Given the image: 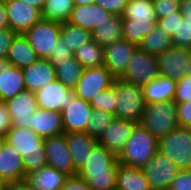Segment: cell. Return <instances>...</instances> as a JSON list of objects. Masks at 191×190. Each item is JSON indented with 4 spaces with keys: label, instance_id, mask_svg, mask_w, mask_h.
<instances>
[{
    "label": "cell",
    "instance_id": "2",
    "mask_svg": "<svg viewBox=\"0 0 191 190\" xmlns=\"http://www.w3.org/2000/svg\"><path fill=\"white\" fill-rule=\"evenodd\" d=\"M158 145L159 139L137 123L117 160L124 166L142 168L158 152Z\"/></svg>",
    "mask_w": 191,
    "mask_h": 190
},
{
    "label": "cell",
    "instance_id": "59",
    "mask_svg": "<svg viewBox=\"0 0 191 190\" xmlns=\"http://www.w3.org/2000/svg\"><path fill=\"white\" fill-rule=\"evenodd\" d=\"M5 137H0V153L2 151L3 144L5 143Z\"/></svg>",
    "mask_w": 191,
    "mask_h": 190
},
{
    "label": "cell",
    "instance_id": "15",
    "mask_svg": "<svg viewBox=\"0 0 191 190\" xmlns=\"http://www.w3.org/2000/svg\"><path fill=\"white\" fill-rule=\"evenodd\" d=\"M137 47L123 38L104 47V65L115 78L124 74Z\"/></svg>",
    "mask_w": 191,
    "mask_h": 190
},
{
    "label": "cell",
    "instance_id": "56",
    "mask_svg": "<svg viewBox=\"0 0 191 190\" xmlns=\"http://www.w3.org/2000/svg\"><path fill=\"white\" fill-rule=\"evenodd\" d=\"M74 5L93 4L96 0H73Z\"/></svg>",
    "mask_w": 191,
    "mask_h": 190
},
{
    "label": "cell",
    "instance_id": "24",
    "mask_svg": "<svg viewBox=\"0 0 191 190\" xmlns=\"http://www.w3.org/2000/svg\"><path fill=\"white\" fill-rule=\"evenodd\" d=\"M177 81L159 75L142 86L146 104L174 100Z\"/></svg>",
    "mask_w": 191,
    "mask_h": 190
},
{
    "label": "cell",
    "instance_id": "27",
    "mask_svg": "<svg viewBox=\"0 0 191 190\" xmlns=\"http://www.w3.org/2000/svg\"><path fill=\"white\" fill-rule=\"evenodd\" d=\"M116 190H151L141 168L119 165L116 178Z\"/></svg>",
    "mask_w": 191,
    "mask_h": 190
},
{
    "label": "cell",
    "instance_id": "57",
    "mask_svg": "<svg viewBox=\"0 0 191 190\" xmlns=\"http://www.w3.org/2000/svg\"><path fill=\"white\" fill-rule=\"evenodd\" d=\"M186 75L191 76V55L186 66Z\"/></svg>",
    "mask_w": 191,
    "mask_h": 190
},
{
    "label": "cell",
    "instance_id": "21",
    "mask_svg": "<svg viewBox=\"0 0 191 190\" xmlns=\"http://www.w3.org/2000/svg\"><path fill=\"white\" fill-rule=\"evenodd\" d=\"M0 179L6 183L25 180L22 156L6 142L0 153Z\"/></svg>",
    "mask_w": 191,
    "mask_h": 190
},
{
    "label": "cell",
    "instance_id": "19",
    "mask_svg": "<svg viewBox=\"0 0 191 190\" xmlns=\"http://www.w3.org/2000/svg\"><path fill=\"white\" fill-rule=\"evenodd\" d=\"M110 15L111 13L95 3L74 5L68 22L92 32L103 22L107 21Z\"/></svg>",
    "mask_w": 191,
    "mask_h": 190
},
{
    "label": "cell",
    "instance_id": "6",
    "mask_svg": "<svg viewBox=\"0 0 191 190\" xmlns=\"http://www.w3.org/2000/svg\"><path fill=\"white\" fill-rule=\"evenodd\" d=\"M60 23L41 19L24 36L39 58L46 59L60 38Z\"/></svg>",
    "mask_w": 191,
    "mask_h": 190
},
{
    "label": "cell",
    "instance_id": "4",
    "mask_svg": "<svg viewBox=\"0 0 191 190\" xmlns=\"http://www.w3.org/2000/svg\"><path fill=\"white\" fill-rule=\"evenodd\" d=\"M158 151L171 160L180 171L191 170V128L177 126L159 138Z\"/></svg>",
    "mask_w": 191,
    "mask_h": 190
},
{
    "label": "cell",
    "instance_id": "10",
    "mask_svg": "<svg viewBox=\"0 0 191 190\" xmlns=\"http://www.w3.org/2000/svg\"><path fill=\"white\" fill-rule=\"evenodd\" d=\"M7 11L9 28L24 34L42 19L41 10L21 0H3Z\"/></svg>",
    "mask_w": 191,
    "mask_h": 190
},
{
    "label": "cell",
    "instance_id": "41",
    "mask_svg": "<svg viewBox=\"0 0 191 190\" xmlns=\"http://www.w3.org/2000/svg\"><path fill=\"white\" fill-rule=\"evenodd\" d=\"M54 46L52 53L46 58L54 68L57 66V63L69 62L70 59L75 57L74 52L65 44L61 37Z\"/></svg>",
    "mask_w": 191,
    "mask_h": 190
},
{
    "label": "cell",
    "instance_id": "5",
    "mask_svg": "<svg viewBox=\"0 0 191 190\" xmlns=\"http://www.w3.org/2000/svg\"><path fill=\"white\" fill-rule=\"evenodd\" d=\"M139 124L158 139L168 135L178 125L177 105L174 100L146 104Z\"/></svg>",
    "mask_w": 191,
    "mask_h": 190
},
{
    "label": "cell",
    "instance_id": "28",
    "mask_svg": "<svg viewBox=\"0 0 191 190\" xmlns=\"http://www.w3.org/2000/svg\"><path fill=\"white\" fill-rule=\"evenodd\" d=\"M26 90L22 68L10 65L0 74V101H7Z\"/></svg>",
    "mask_w": 191,
    "mask_h": 190
},
{
    "label": "cell",
    "instance_id": "43",
    "mask_svg": "<svg viewBox=\"0 0 191 190\" xmlns=\"http://www.w3.org/2000/svg\"><path fill=\"white\" fill-rule=\"evenodd\" d=\"M181 16V10H177L171 13L169 16L157 19V26H159L162 31L172 37L178 30L179 17Z\"/></svg>",
    "mask_w": 191,
    "mask_h": 190
},
{
    "label": "cell",
    "instance_id": "35",
    "mask_svg": "<svg viewBox=\"0 0 191 190\" xmlns=\"http://www.w3.org/2000/svg\"><path fill=\"white\" fill-rule=\"evenodd\" d=\"M118 163L109 172L99 173H77V176L86 180L92 190H116Z\"/></svg>",
    "mask_w": 191,
    "mask_h": 190
},
{
    "label": "cell",
    "instance_id": "37",
    "mask_svg": "<svg viewBox=\"0 0 191 190\" xmlns=\"http://www.w3.org/2000/svg\"><path fill=\"white\" fill-rule=\"evenodd\" d=\"M157 23L141 24L132 20L122 19V38L139 45L146 35H149Z\"/></svg>",
    "mask_w": 191,
    "mask_h": 190
},
{
    "label": "cell",
    "instance_id": "46",
    "mask_svg": "<svg viewBox=\"0 0 191 190\" xmlns=\"http://www.w3.org/2000/svg\"><path fill=\"white\" fill-rule=\"evenodd\" d=\"M129 0H96L99 5L112 15H122Z\"/></svg>",
    "mask_w": 191,
    "mask_h": 190
},
{
    "label": "cell",
    "instance_id": "1",
    "mask_svg": "<svg viewBox=\"0 0 191 190\" xmlns=\"http://www.w3.org/2000/svg\"><path fill=\"white\" fill-rule=\"evenodd\" d=\"M4 139L7 144L16 149L22 156L25 176L47 165L44 138L40 137L33 130L12 127Z\"/></svg>",
    "mask_w": 191,
    "mask_h": 190
},
{
    "label": "cell",
    "instance_id": "53",
    "mask_svg": "<svg viewBox=\"0 0 191 190\" xmlns=\"http://www.w3.org/2000/svg\"><path fill=\"white\" fill-rule=\"evenodd\" d=\"M8 28H9V21L7 17V11L5 8V2L3 1L2 3H0V30Z\"/></svg>",
    "mask_w": 191,
    "mask_h": 190
},
{
    "label": "cell",
    "instance_id": "20",
    "mask_svg": "<svg viewBox=\"0 0 191 190\" xmlns=\"http://www.w3.org/2000/svg\"><path fill=\"white\" fill-rule=\"evenodd\" d=\"M65 139L73 159L74 169L78 172L98 143V139L86 132L65 133Z\"/></svg>",
    "mask_w": 191,
    "mask_h": 190
},
{
    "label": "cell",
    "instance_id": "55",
    "mask_svg": "<svg viewBox=\"0 0 191 190\" xmlns=\"http://www.w3.org/2000/svg\"><path fill=\"white\" fill-rule=\"evenodd\" d=\"M10 62L7 59L0 58V74L5 72L6 69L10 66Z\"/></svg>",
    "mask_w": 191,
    "mask_h": 190
},
{
    "label": "cell",
    "instance_id": "45",
    "mask_svg": "<svg viewBox=\"0 0 191 190\" xmlns=\"http://www.w3.org/2000/svg\"><path fill=\"white\" fill-rule=\"evenodd\" d=\"M176 105L178 125L191 128V101L177 103Z\"/></svg>",
    "mask_w": 191,
    "mask_h": 190
},
{
    "label": "cell",
    "instance_id": "18",
    "mask_svg": "<svg viewBox=\"0 0 191 190\" xmlns=\"http://www.w3.org/2000/svg\"><path fill=\"white\" fill-rule=\"evenodd\" d=\"M25 88L37 92L56 79L55 68L47 59L39 58L33 64L22 68Z\"/></svg>",
    "mask_w": 191,
    "mask_h": 190
},
{
    "label": "cell",
    "instance_id": "33",
    "mask_svg": "<svg viewBox=\"0 0 191 190\" xmlns=\"http://www.w3.org/2000/svg\"><path fill=\"white\" fill-rule=\"evenodd\" d=\"M60 37L75 52L80 46L92 39V32L69 22L61 23Z\"/></svg>",
    "mask_w": 191,
    "mask_h": 190
},
{
    "label": "cell",
    "instance_id": "3",
    "mask_svg": "<svg viewBox=\"0 0 191 190\" xmlns=\"http://www.w3.org/2000/svg\"><path fill=\"white\" fill-rule=\"evenodd\" d=\"M112 87L115 89V118L139 123L146 106L142 86L115 78Z\"/></svg>",
    "mask_w": 191,
    "mask_h": 190
},
{
    "label": "cell",
    "instance_id": "22",
    "mask_svg": "<svg viewBox=\"0 0 191 190\" xmlns=\"http://www.w3.org/2000/svg\"><path fill=\"white\" fill-rule=\"evenodd\" d=\"M31 130L42 138L64 133L62 113L37 108L32 114Z\"/></svg>",
    "mask_w": 191,
    "mask_h": 190
},
{
    "label": "cell",
    "instance_id": "23",
    "mask_svg": "<svg viewBox=\"0 0 191 190\" xmlns=\"http://www.w3.org/2000/svg\"><path fill=\"white\" fill-rule=\"evenodd\" d=\"M68 178L69 175L50 165L25 176L26 182L34 190H60Z\"/></svg>",
    "mask_w": 191,
    "mask_h": 190
},
{
    "label": "cell",
    "instance_id": "17",
    "mask_svg": "<svg viewBox=\"0 0 191 190\" xmlns=\"http://www.w3.org/2000/svg\"><path fill=\"white\" fill-rule=\"evenodd\" d=\"M70 90L55 79L35 92L38 108L62 112L70 103Z\"/></svg>",
    "mask_w": 191,
    "mask_h": 190
},
{
    "label": "cell",
    "instance_id": "26",
    "mask_svg": "<svg viewBox=\"0 0 191 190\" xmlns=\"http://www.w3.org/2000/svg\"><path fill=\"white\" fill-rule=\"evenodd\" d=\"M39 59L24 34H17L10 46L7 60L12 66L24 68Z\"/></svg>",
    "mask_w": 191,
    "mask_h": 190
},
{
    "label": "cell",
    "instance_id": "42",
    "mask_svg": "<svg viewBox=\"0 0 191 190\" xmlns=\"http://www.w3.org/2000/svg\"><path fill=\"white\" fill-rule=\"evenodd\" d=\"M157 19L180 10L181 0H152Z\"/></svg>",
    "mask_w": 191,
    "mask_h": 190
},
{
    "label": "cell",
    "instance_id": "14",
    "mask_svg": "<svg viewBox=\"0 0 191 190\" xmlns=\"http://www.w3.org/2000/svg\"><path fill=\"white\" fill-rule=\"evenodd\" d=\"M12 119V127L31 129L32 114L37 110L35 92L24 90L5 101Z\"/></svg>",
    "mask_w": 191,
    "mask_h": 190
},
{
    "label": "cell",
    "instance_id": "39",
    "mask_svg": "<svg viewBox=\"0 0 191 190\" xmlns=\"http://www.w3.org/2000/svg\"><path fill=\"white\" fill-rule=\"evenodd\" d=\"M89 103L94 109H99L114 115L116 106L115 89L111 86L110 88L97 92Z\"/></svg>",
    "mask_w": 191,
    "mask_h": 190
},
{
    "label": "cell",
    "instance_id": "30",
    "mask_svg": "<svg viewBox=\"0 0 191 190\" xmlns=\"http://www.w3.org/2000/svg\"><path fill=\"white\" fill-rule=\"evenodd\" d=\"M122 15H110L107 21L92 31V39L102 47L122 39Z\"/></svg>",
    "mask_w": 191,
    "mask_h": 190
},
{
    "label": "cell",
    "instance_id": "58",
    "mask_svg": "<svg viewBox=\"0 0 191 190\" xmlns=\"http://www.w3.org/2000/svg\"><path fill=\"white\" fill-rule=\"evenodd\" d=\"M7 183L0 179V190H6Z\"/></svg>",
    "mask_w": 191,
    "mask_h": 190
},
{
    "label": "cell",
    "instance_id": "29",
    "mask_svg": "<svg viewBox=\"0 0 191 190\" xmlns=\"http://www.w3.org/2000/svg\"><path fill=\"white\" fill-rule=\"evenodd\" d=\"M123 19L134 23H157L152 0H129L122 14Z\"/></svg>",
    "mask_w": 191,
    "mask_h": 190
},
{
    "label": "cell",
    "instance_id": "50",
    "mask_svg": "<svg viewBox=\"0 0 191 190\" xmlns=\"http://www.w3.org/2000/svg\"><path fill=\"white\" fill-rule=\"evenodd\" d=\"M60 190H92L86 180L79 178L78 176H69L65 181V184Z\"/></svg>",
    "mask_w": 191,
    "mask_h": 190
},
{
    "label": "cell",
    "instance_id": "47",
    "mask_svg": "<svg viewBox=\"0 0 191 190\" xmlns=\"http://www.w3.org/2000/svg\"><path fill=\"white\" fill-rule=\"evenodd\" d=\"M16 35L17 33L10 28L0 30V58L7 59L10 46Z\"/></svg>",
    "mask_w": 191,
    "mask_h": 190
},
{
    "label": "cell",
    "instance_id": "40",
    "mask_svg": "<svg viewBox=\"0 0 191 190\" xmlns=\"http://www.w3.org/2000/svg\"><path fill=\"white\" fill-rule=\"evenodd\" d=\"M171 39L173 46L191 49V21H186L183 16L179 17L178 30Z\"/></svg>",
    "mask_w": 191,
    "mask_h": 190
},
{
    "label": "cell",
    "instance_id": "11",
    "mask_svg": "<svg viewBox=\"0 0 191 190\" xmlns=\"http://www.w3.org/2000/svg\"><path fill=\"white\" fill-rule=\"evenodd\" d=\"M92 107L89 102L75 96L70 90V103L62 110L64 133H87L88 121L91 118Z\"/></svg>",
    "mask_w": 191,
    "mask_h": 190
},
{
    "label": "cell",
    "instance_id": "52",
    "mask_svg": "<svg viewBox=\"0 0 191 190\" xmlns=\"http://www.w3.org/2000/svg\"><path fill=\"white\" fill-rule=\"evenodd\" d=\"M180 10L183 19H186V21H191V0H181Z\"/></svg>",
    "mask_w": 191,
    "mask_h": 190
},
{
    "label": "cell",
    "instance_id": "38",
    "mask_svg": "<svg viewBox=\"0 0 191 190\" xmlns=\"http://www.w3.org/2000/svg\"><path fill=\"white\" fill-rule=\"evenodd\" d=\"M114 119L115 116L113 114L92 108L91 118L87 125V133L99 139Z\"/></svg>",
    "mask_w": 191,
    "mask_h": 190
},
{
    "label": "cell",
    "instance_id": "36",
    "mask_svg": "<svg viewBox=\"0 0 191 190\" xmlns=\"http://www.w3.org/2000/svg\"><path fill=\"white\" fill-rule=\"evenodd\" d=\"M84 68L75 59H70L69 62L57 63L55 67L56 79L70 89H74Z\"/></svg>",
    "mask_w": 191,
    "mask_h": 190
},
{
    "label": "cell",
    "instance_id": "48",
    "mask_svg": "<svg viewBox=\"0 0 191 190\" xmlns=\"http://www.w3.org/2000/svg\"><path fill=\"white\" fill-rule=\"evenodd\" d=\"M169 190H191V170L179 171Z\"/></svg>",
    "mask_w": 191,
    "mask_h": 190
},
{
    "label": "cell",
    "instance_id": "7",
    "mask_svg": "<svg viewBox=\"0 0 191 190\" xmlns=\"http://www.w3.org/2000/svg\"><path fill=\"white\" fill-rule=\"evenodd\" d=\"M160 75L156 55L149 54L139 46L135 49L121 79L144 86Z\"/></svg>",
    "mask_w": 191,
    "mask_h": 190
},
{
    "label": "cell",
    "instance_id": "44",
    "mask_svg": "<svg viewBox=\"0 0 191 190\" xmlns=\"http://www.w3.org/2000/svg\"><path fill=\"white\" fill-rule=\"evenodd\" d=\"M174 101L176 104L191 101V76L186 75L177 81Z\"/></svg>",
    "mask_w": 191,
    "mask_h": 190
},
{
    "label": "cell",
    "instance_id": "8",
    "mask_svg": "<svg viewBox=\"0 0 191 190\" xmlns=\"http://www.w3.org/2000/svg\"><path fill=\"white\" fill-rule=\"evenodd\" d=\"M115 77L105 65L92 68H84L76 86L74 87L75 96L90 102L91 98L99 91L110 88Z\"/></svg>",
    "mask_w": 191,
    "mask_h": 190
},
{
    "label": "cell",
    "instance_id": "54",
    "mask_svg": "<svg viewBox=\"0 0 191 190\" xmlns=\"http://www.w3.org/2000/svg\"><path fill=\"white\" fill-rule=\"evenodd\" d=\"M21 1H25L26 3L38 8L39 10H42L46 0H21Z\"/></svg>",
    "mask_w": 191,
    "mask_h": 190
},
{
    "label": "cell",
    "instance_id": "31",
    "mask_svg": "<svg viewBox=\"0 0 191 190\" xmlns=\"http://www.w3.org/2000/svg\"><path fill=\"white\" fill-rule=\"evenodd\" d=\"M73 8V0H46L41 10V17L43 20L61 24L69 21Z\"/></svg>",
    "mask_w": 191,
    "mask_h": 190
},
{
    "label": "cell",
    "instance_id": "32",
    "mask_svg": "<svg viewBox=\"0 0 191 190\" xmlns=\"http://www.w3.org/2000/svg\"><path fill=\"white\" fill-rule=\"evenodd\" d=\"M75 59L83 68L99 67L104 65V47L91 39L74 52Z\"/></svg>",
    "mask_w": 191,
    "mask_h": 190
},
{
    "label": "cell",
    "instance_id": "16",
    "mask_svg": "<svg viewBox=\"0 0 191 190\" xmlns=\"http://www.w3.org/2000/svg\"><path fill=\"white\" fill-rule=\"evenodd\" d=\"M136 124V122L131 120L115 118L98 139V142L118 157L123 151Z\"/></svg>",
    "mask_w": 191,
    "mask_h": 190
},
{
    "label": "cell",
    "instance_id": "13",
    "mask_svg": "<svg viewBox=\"0 0 191 190\" xmlns=\"http://www.w3.org/2000/svg\"><path fill=\"white\" fill-rule=\"evenodd\" d=\"M191 55V49L171 46L165 52L156 56L161 76L175 81L186 76V66Z\"/></svg>",
    "mask_w": 191,
    "mask_h": 190
},
{
    "label": "cell",
    "instance_id": "51",
    "mask_svg": "<svg viewBox=\"0 0 191 190\" xmlns=\"http://www.w3.org/2000/svg\"><path fill=\"white\" fill-rule=\"evenodd\" d=\"M6 190H34L26 180L7 183Z\"/></svg>",
    "mask_w": 191,
    "mask_h": 190
},
{
    "label": "cell",
    "instance_id": "25",
    "mask_svg": "<svg viewBox=\"0 0 191 190\" xmlns=\"http://www.w3.org/2000/svg\"><path fill=\"white\" fill-rule=\"evenodd\" d=\"M118 163L117 157L98 142L77 173L109 172Z\"/></svg>",
    "mask_w": 191,
    "mask_h": 190
},
{
    "label": "cell",
    "instance_id": "34",
    "mask_svg": "<svg viewBox=\"0 0 191 190\" xmlns=\"http://www.w3.org/2000/svg\"><path fill=\"white\" fill-rule=\"evenodd\" d=\"M138 46L145 52L157 56L172 46V39L159 26H156L149 35L143 38Z\"/></svg>",
    "mask_w": 191,
    "mask_h": 190
},
{
    "label": "cell",
    "instance_id": "49",
    "mask_svg": "<svg viewBox=\"0 0 191 190\" xmlns=\"http://www.w3.org/2000/svg\"><path fill=\"white\" fill-rule=\"evenodd\" d=\"M12 128V119L5 102L0 101V137H5Z\"/></svg>",
    "mask_w": 191,
    "mask_h": 190
},
{
    "label": "cell",
    "instance_id": "12",
    "mask_svg": "<svg viewBox=\"0 0 191 190\" xmlns=\"http://www.w3.org/2000/svg\"><path fill=\"white\" fill-rule=\"evenodd\" d=\"M44 150L46 152L47 165L69 176H77L72 156L67 147L65 133L44 138Z\"/></svg>",
    "mask_w": 191,
    "mask_h": 190
},
{
    "label": "cell",
    "instance_id": "9",
    "mask_svg": "<svg viewBox=\"0 0 191 190\" xmlns=\"http://www.w3.org/2000/svg\"><path fill=\"white\" fill-rule=\"evenodd\" d=\"M151 190H169L178 167L159 151L142 168Z\"/></svg>",
    "mask_w": 191,
    "mask_h": 190
}]
</instances>
